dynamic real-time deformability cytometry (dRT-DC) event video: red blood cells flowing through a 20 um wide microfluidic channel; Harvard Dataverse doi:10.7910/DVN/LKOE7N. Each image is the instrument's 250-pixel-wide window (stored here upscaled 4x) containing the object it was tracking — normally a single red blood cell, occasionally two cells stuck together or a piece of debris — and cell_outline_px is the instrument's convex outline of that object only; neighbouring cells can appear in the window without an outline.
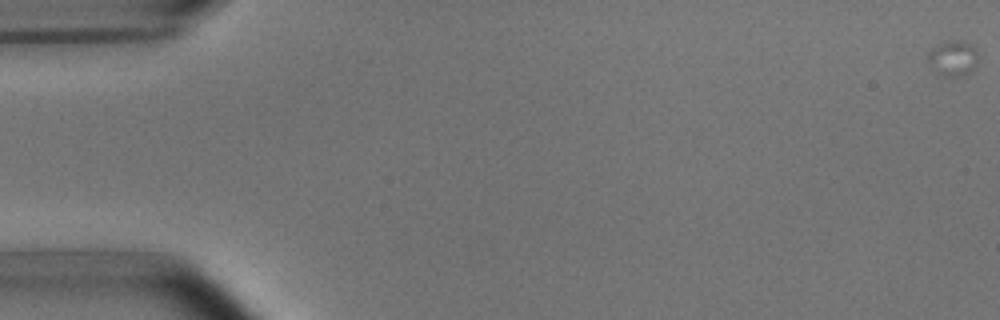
{"species": "common noctule bat (a hibernating species)", "species_latin": "Nyctalus noctula", "temperature_condition": "room temperature", "stored_images_in_passage": 22, "segment_of_instrument_passage": [1, 2], "camera_frame_rate_fps": 3000, "um_per_image_px": 0.085, "animal": {"sex": "male", "body_mass_g": 15.6}, "frame": {"image": 1, "passage_image": 1, "time_ms": 0.0, "image_size_px": [1000, 320], "cell_outline_px": [[976, 68], [964, 76], [952, 80], [940, 76], [928, 56], [928, 52], [940, 44], [948, 40], [956, 40], [972, 44], [976, 48]], "centroid_in_image_um": [81.06, 5.01], "position_along_channel_um": 3.9, "area_um2": 10.4}}